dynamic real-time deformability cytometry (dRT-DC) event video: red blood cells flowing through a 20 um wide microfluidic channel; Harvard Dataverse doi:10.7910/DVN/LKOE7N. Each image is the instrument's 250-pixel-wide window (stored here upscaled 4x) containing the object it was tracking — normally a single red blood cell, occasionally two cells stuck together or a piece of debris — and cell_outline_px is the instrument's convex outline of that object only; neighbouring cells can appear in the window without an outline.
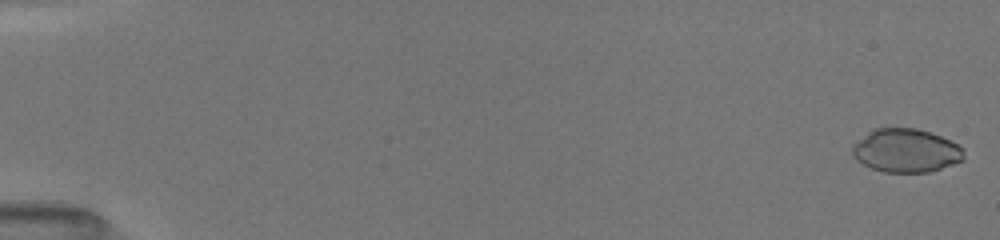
{"species": "common noctule bat (a hibernating species)", "species_latin": "Nyctalus noctula", "temperature_condition": "room temperature", "stored_images_in_passage": 16, "camera_frame_rate_fps": 3000, "um_per_image_px": 0.085, "animal": {"sex": "female", "body_mass_g": 19.5, "forearm_length_mm": 54.1}, "frame": {"image": 1, "passage_image": 1, "time_ms": 0.0, "image_size_px": [1000, 240], "cell_outline_px": [[964, 160], [928, 172], [884, 172], [872, 168], [864, 164], [852, 156], [852, 144], [868, 132], [876, 128], [916, 128], [932, 132], [964, 148]], "centroid_in_image_um": [77.0, 12.79], "position_along_channel_um": 8.0, "area_um2": 28.21}}
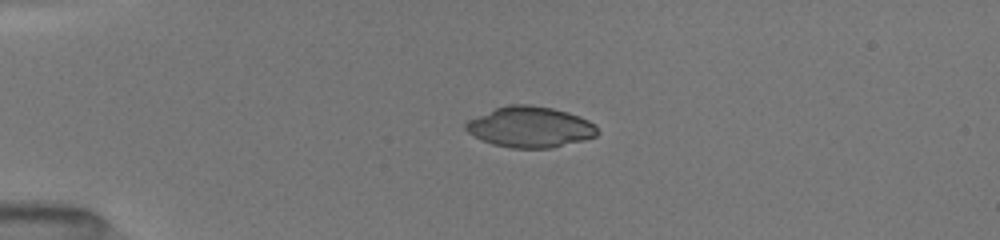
{"frame": {"image": 2, "passage_image": 12, "time_ms": 4.0, "image_size_px": [1000, 240], "cell_outline_px": [[600, 132], [596, 136], [584, 140], [552, 148], [512, 148], [492, 144], [468, 132], [464, 128], [464, 124], [468, 120], [496, 108], [508, 104], [528, 104], [552, 108], [568, 112], [580, 116], [596, 124]], "centroid_in_image_um": [45.11, 10.79], "position_along_channel_um": 39.9, "area_um2": 31.33}}